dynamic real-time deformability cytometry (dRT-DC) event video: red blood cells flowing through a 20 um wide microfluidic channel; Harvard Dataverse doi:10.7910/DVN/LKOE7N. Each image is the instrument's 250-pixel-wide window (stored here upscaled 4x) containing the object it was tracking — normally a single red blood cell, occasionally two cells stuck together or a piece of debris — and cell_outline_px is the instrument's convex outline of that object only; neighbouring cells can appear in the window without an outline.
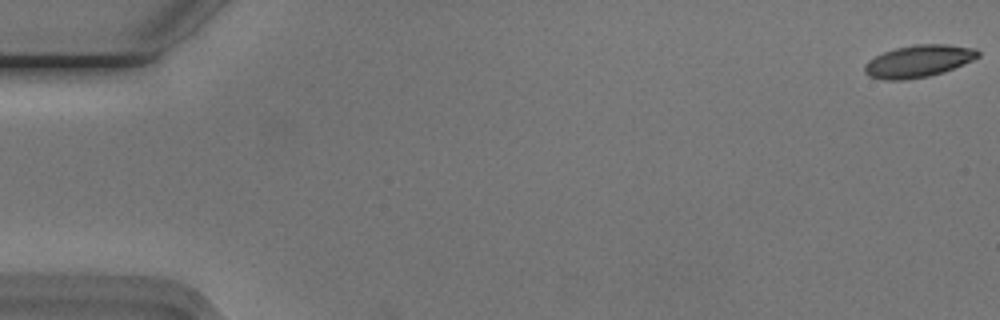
{"species": "Egyptian fruit bat (a non-hibernating species)", "species_latin": "Rousettus aegyptiacus", "temperature_condition": "cold", "stored_images_in_passage": 3, "camera_frame_rate_fps": 3000, "um_per_image_px": 0.085, "animal": {"sex": "male"}, "frame": {"image": 1, "passage_image": 1, "time_ms": 0.0, "image_size_px": [1000, 320], "cell_outline_px": [[980, 56], [964, 64], [944, 72], [928, 76], [904, 80], [884, 80], [868, 76], [864, 72], [864, 64], [868, 60], [884, 52], [896, 48], [916, 44], [948, 44], [976, 48], [980, 52]], "centroid_in_image_um": [78.08, 5.2], "position_along_channel_um": 6.9, "area_um2": 21.39}}